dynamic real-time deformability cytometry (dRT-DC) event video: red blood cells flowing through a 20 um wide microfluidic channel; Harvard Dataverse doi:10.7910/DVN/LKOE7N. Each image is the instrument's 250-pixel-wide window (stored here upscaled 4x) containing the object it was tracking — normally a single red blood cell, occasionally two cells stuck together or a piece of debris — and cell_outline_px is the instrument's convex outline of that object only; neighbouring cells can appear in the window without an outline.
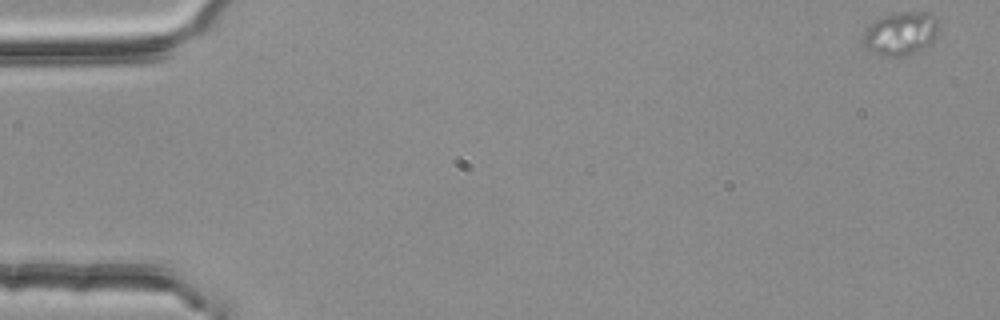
{"species": "common noctule bat (a hibernating species)", "species_latin": "Nyctalus noctula", "temperature_condition": "room temperature", "stored_images_in_passage": 6, "camera_frame_rate_fps": 3000, "um_per_image_px": 0.085, "animal": {"sex": "female", "body_mass_g": 25.1}, "frame": {"image": 1, "passage_image": 1, "time_ms": 0.0, "image_size_px": [1000, 320], "cell_outline_px": [[940, 32], [928, 48], [904, 56], [880, 56], [864, 48], [864, 32], [872, 20], [896, 12], [928, 12], [936, 16]], "centroid_in_image_um": [76.6, 2.86], "position_along_channel_um": 8.4, "area_um2": 19.65}}